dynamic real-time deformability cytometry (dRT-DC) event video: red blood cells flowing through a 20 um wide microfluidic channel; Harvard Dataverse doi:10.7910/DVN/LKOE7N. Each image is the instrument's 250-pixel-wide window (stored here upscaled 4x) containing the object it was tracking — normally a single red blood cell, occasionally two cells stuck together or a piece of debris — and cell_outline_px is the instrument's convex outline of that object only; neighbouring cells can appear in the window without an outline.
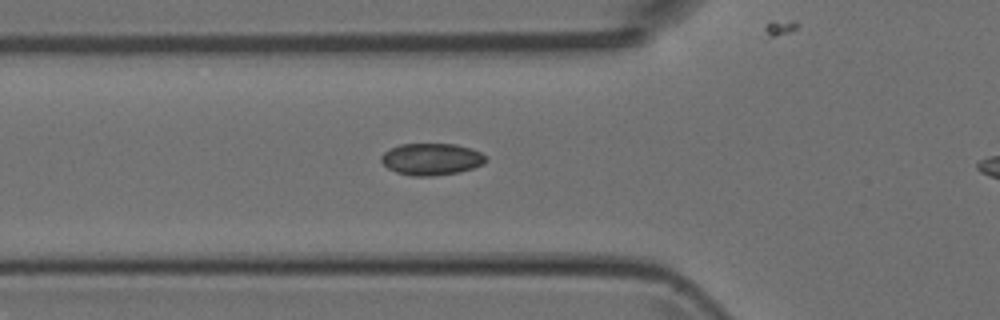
{"species": "Egyptian fruit bat (a non-hibernating species)", "species_latin": "Rousettus aegyptiacus", "temperature_condition": "room temperature", "stored_images_in_passage": 28, "camera_frame_rate_fps": 3000, "um_per_image_px": 0.085, "animal": {"sex": "female"}, "frame": {"image": 1, "passage_image": 2, "time_ms": 0.333, "image_size_px": [1000, 320], "cell_outline_px": [[488, 160], [484, 164], [460, 172], [436, 176], [412, 176], [396, 172], [388, 168], [380, 160], [380, 156], [384, 152], [400, 144], [456, 144], [472, 148], [488, 156]], "centroid_in_image_um": [36.71, 13.53], "position_along_channel_um": 89.1, "area_um2": 19.65}}
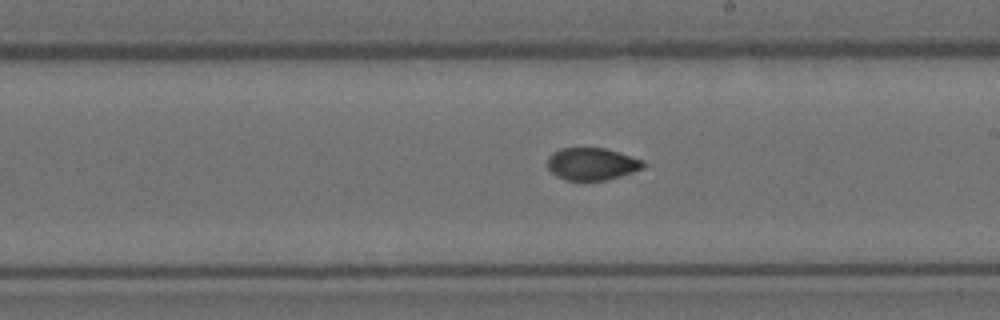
{"frame": {"image": 2, "passage_image": 13, "time_ms": 4.0, "image_size_px": [1000, 320], "cell_outline_px": [[648, 164], [644, 168], [620, 176], [604, 180], [564, 180], [556, 176], [548, 168], [548, 156], [552, 152], [560, 148], [604, 148], [644, 160]], "centroid_in_image_um": [50.31, 13.93], "position_along_channel_um": 238.7, "area_um2": 18.09}}
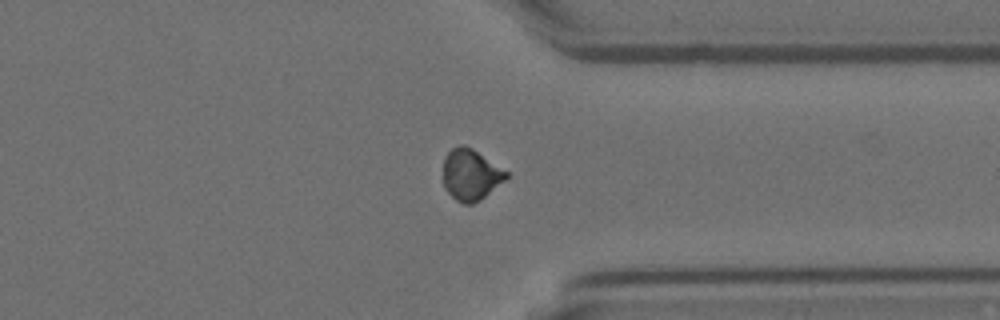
{"frame": {"image": 3, "passage_image": 23, "time_ms": 7.333, "image_size_px": [1000, 320], "cell_outline_px": [[508, 176], [504, 180], [480, 200], [472, 204], [464, 204], [456, 200], [444, 188], [444, 156], [452, 148], [460, 144], [464, 144], [472, 148], [508, 172]], "centroid_in_image_um": [39.99, 14.84], "position_along_channel_um": 371.4, "area_um2": 18.61}}